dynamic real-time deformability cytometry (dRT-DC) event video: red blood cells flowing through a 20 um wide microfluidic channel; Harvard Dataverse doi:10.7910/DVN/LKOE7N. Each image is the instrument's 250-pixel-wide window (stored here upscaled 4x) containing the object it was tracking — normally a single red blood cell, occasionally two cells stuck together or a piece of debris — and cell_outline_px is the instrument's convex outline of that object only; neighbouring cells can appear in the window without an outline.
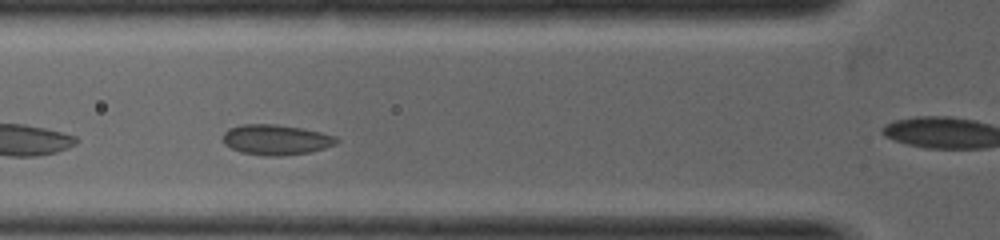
{"species": "common noctule bat (a hibernating species)", "species_latin": "Nyctalus noctula", "temperature_condition": "warm", "stored_images_in_passage": 7, "camera_frame_rate_fps": 5000, "um_per_image_px": 0.085, "animal": {"sex": "female", "body_mass_g": 19.0, "forearm_length_mm": 53.3}, "frame": {"image": 1, "passage_image": 3, "time_ms": 0.8, "image_size_px": [1000, 240], "cell_outline_px": [[340, 140], [336, 144], [324, 148], [308, 152], [280, 156], [268, 156], [240, 152], [232, 148], [224, 140], [224, 132], [228, 128], [244, 124], [276, 124], [304, 128], [336, 136]], "centroid_in_image_um": [23.5, 11.86], "position_along_channel_um": 102.3, "area_um2": 19.94}}
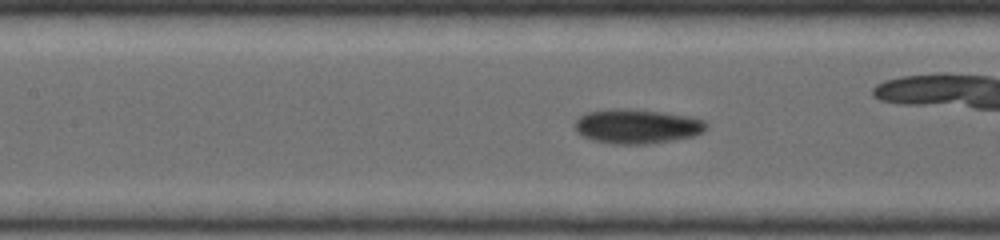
{"frame": {"image": 2, "passage_image": 7, "time_ms": 2.2, "image_size_px": [1000, 240], "cell_outline_px": [[708, 124], [700, 132], [692, 136], [672, 140], [648, 144], [616, 144], [596, 140], [584, 136], [576, 132], [576, 120], [584, 112], [612, 108], [628, 108], [664, 112], [692, 116], [704, 120]], "centroid_in_image_um": [54.14, 10.71], "position_along_channel_um": 153.3, "area_um2": 26.36}}